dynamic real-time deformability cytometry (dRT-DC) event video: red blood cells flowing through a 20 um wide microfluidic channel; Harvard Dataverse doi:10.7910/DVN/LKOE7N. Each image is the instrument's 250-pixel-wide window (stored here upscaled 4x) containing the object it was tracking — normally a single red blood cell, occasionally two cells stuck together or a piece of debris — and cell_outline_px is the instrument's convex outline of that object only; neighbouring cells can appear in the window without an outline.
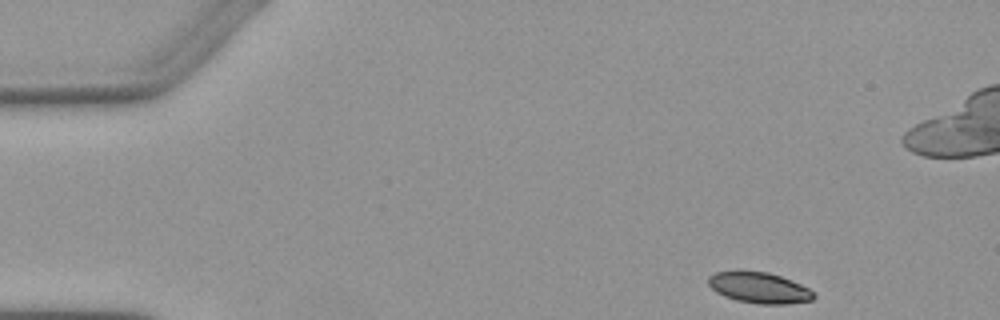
{"species": "Egyptian fruit bat (a non-hibernating species)", "species_latin": "Rousettus aegyptiacus", "temperature_condition": "warm", "stored_images_in_passage": 3, "camera_frame_rate_fps": 3000, "um_per_image_px": 0.085, "animal": {"sex": "female"}, "frame": {"image": 1, "passage_image": 1, "time_ms": 0.0, "image_size_px": [1000, 320], "cell_outline_px": [[816, 296], [812, 300], [784, 304], [760, 304], [736, 300], [724, 296], [716, 292], [708, 284], [708, 276], [716, 272], [736, 268], [768, 272], [792, 280], [808, 288]], "centroid_in_image_um": [64.47, 24.41], "position_along_channel_um": 20.5, "area_um2": 19.42}}